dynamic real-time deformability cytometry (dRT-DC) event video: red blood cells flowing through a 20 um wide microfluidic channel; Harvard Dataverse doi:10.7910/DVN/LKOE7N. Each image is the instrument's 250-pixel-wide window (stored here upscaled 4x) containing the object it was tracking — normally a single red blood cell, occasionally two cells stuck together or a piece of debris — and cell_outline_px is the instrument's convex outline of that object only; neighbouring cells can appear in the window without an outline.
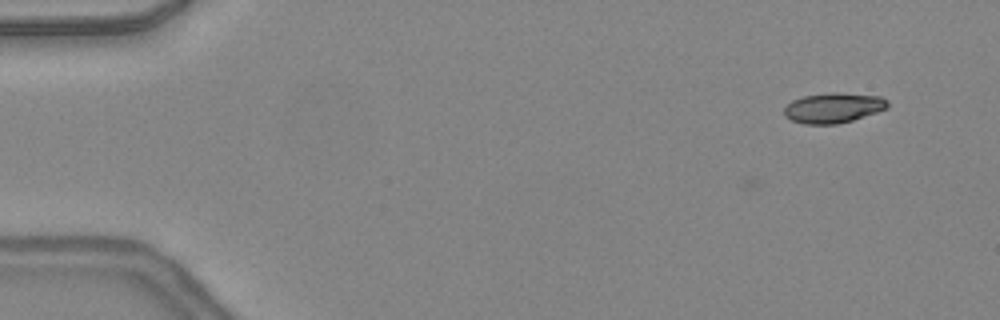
{"species": "common noctule bat (a hibernating species)", "species_latin": "Nyctalus noctula", "temperature_condition": "warm", "stored_images_in_passage": 2, "camera_frame_rate_fps": 3000, "um_per_image_px": 0.085, "animal": {"sex": "female", "body_mass_g": 24.6, "forearm_length_mm": 56.2}, "frame": {"image": 1, "passage_image": 2, "time_ms": 0.333, "image_size_px": [1000, 320], "cell_outline_px": [[888, 108], [852, 120], [836, 124], [804, 124], [792, 120], [784, 116], [784, 108], [792, 100], [804, 96], [832, 92], [836, 92], [880, 96], [888, 100]], "centroid_in_image_um": [70.83, 9.16], "position_along_channel_um": 14.2, "area_um2": 18.09}}